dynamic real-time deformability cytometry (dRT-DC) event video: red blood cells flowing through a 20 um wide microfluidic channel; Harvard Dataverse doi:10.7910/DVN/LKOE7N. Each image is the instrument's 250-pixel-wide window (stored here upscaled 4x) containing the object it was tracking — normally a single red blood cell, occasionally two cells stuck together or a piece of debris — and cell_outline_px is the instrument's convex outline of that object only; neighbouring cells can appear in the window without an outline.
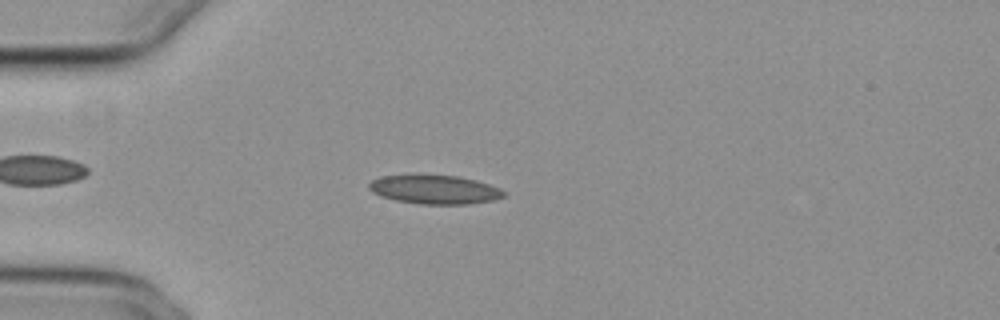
{"species": "common noctule bat (a hibernating species)", "species_latin": "Nyctalus noctula", "temperature_condition": "cold", "stored_images_in_passage": 49, "camera_frame_rate_fps": 3000, "um_per_image_px": 0.085, "animal": {"sex": "female", "body_mass_g": 29.2, "forearm_length_mm": 56.3}, "frame": {"image": 1, "passage_image": 9, "time_ms": 2.667, "image_size_px": [1000, 320], "cell_outline_px": [[504, 196], [492, 200], [468, 204], [420, 204], [396, 200], [380, 196], [372, 192], [368, 188], [368, 184], [372, 180], [380, 176], [412, 172], [456, 176], [476, 180], [500, 188], [504, 192]], "centroid_in_image_um": [36.85, 16.06], "position_along_channel_um": 48.1, "area_um2": 23.35}}
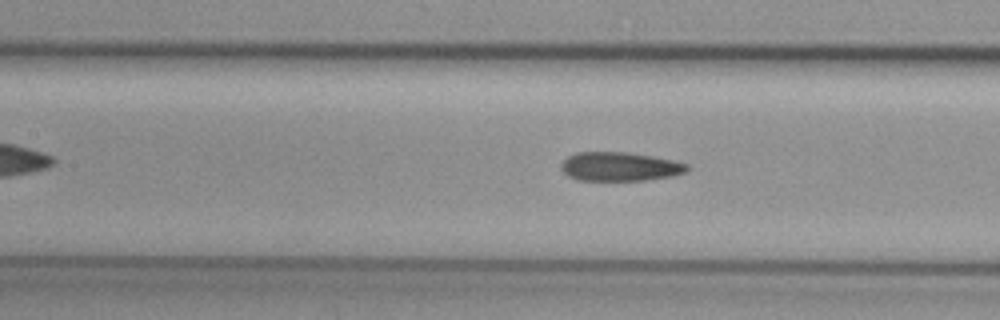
{"frame": {"image": 2, "passage_image": 19, "time_ms": 6.0, "image_size_px": [1000, 320], "cell_outline_px": [[688, 168], [684, 172], [672, 176], [644, 180], [576, 180], [568, 176], [560, 168], [560, 164], [568, 156], [576, 152], [628, 152], [676, 160], [688, 164]], "centroid_in_image_um": [52.66, 14.15], "position_along_channel_um": 154.7, "area_um2": 21.27}}
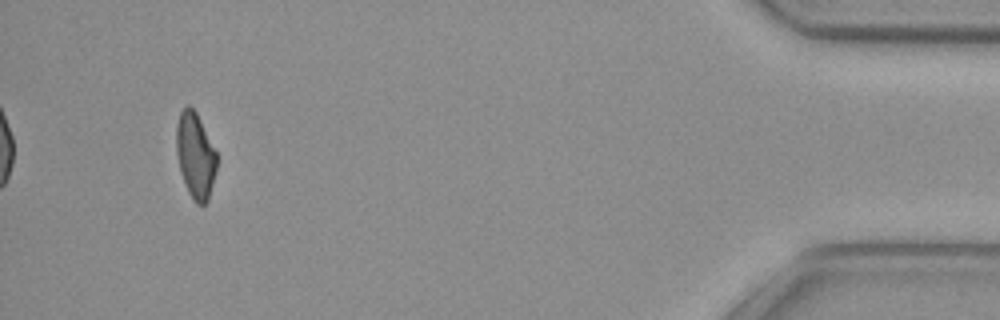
{"frame": {"image": 3, "passage_image": 46, "time_ms": 15.0, "image_size_px": [1000, 320], "cell_outline_px": [[216, 172], [208, 200], [204, 204], [196, 204], [192, 200], [188, 192], [180, 172], [176, 152], [176, 124], [180, 112], [188, 104], [196, 112], [216, 152]], "centroid_in_image_um": [16.59, 13.24], "position_along_channel_um": 418.6, "area_um2": 20.11}, "authors_computed_cell_mechanics": {"area_um2": 21.7906, "velocity_mm_per_s": 3.7433, "shape_relaxation_time_tau1_ms": null, "shape_relaxation_time_tau2_ms": 4.4007, "deformation_change_tau1": null, "deformation_change_tau2": 0.1156}}